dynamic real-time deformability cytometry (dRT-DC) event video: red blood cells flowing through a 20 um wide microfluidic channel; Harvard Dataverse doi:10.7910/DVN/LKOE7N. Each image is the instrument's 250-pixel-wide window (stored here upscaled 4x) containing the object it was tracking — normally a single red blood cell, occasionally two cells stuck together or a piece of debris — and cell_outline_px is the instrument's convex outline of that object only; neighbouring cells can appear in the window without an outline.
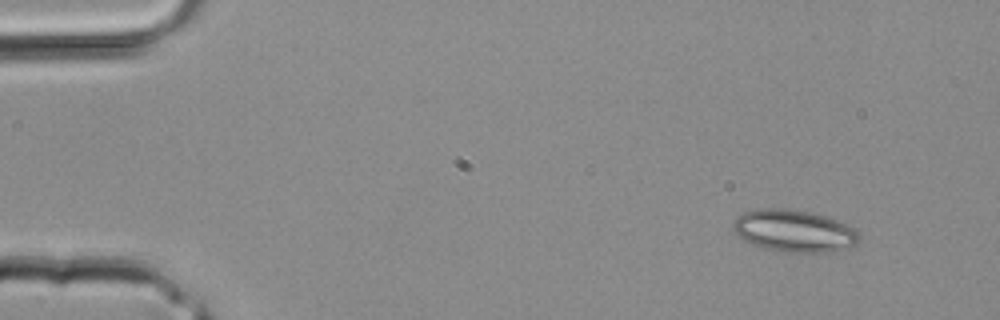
{"species": "common noctule bat (a hibernating species)", "species_latin": "Nyctalus noctula", "temperature_condition": "room temperature", "stored_images_in_passage": 3, "camera_frame_rate_fps": 3000, "um_per_image_px": 0.085, "animal": {"sex": "male", "body_mass_g": 20.4}, "frame": {"image": 1, "passage_image": 1, "time_ms": 0.0, "image_size_px": [1000, 320], "cell_outline_px": [[860, 240], [856, 244], [848, 248], [836, 252], [784, 252], [764, 248], [752, 244], [744, 240], [732, 228], [732, 224], [736, 216], [744, 212], [756, 208], [788, 208], [812, 212], [848, 224], [856, 228], [860, 232]], "centroid_in_image_um": [67.53, 19.62], "position_along_channel_um": 17.5, "area_um2": 31.44}}